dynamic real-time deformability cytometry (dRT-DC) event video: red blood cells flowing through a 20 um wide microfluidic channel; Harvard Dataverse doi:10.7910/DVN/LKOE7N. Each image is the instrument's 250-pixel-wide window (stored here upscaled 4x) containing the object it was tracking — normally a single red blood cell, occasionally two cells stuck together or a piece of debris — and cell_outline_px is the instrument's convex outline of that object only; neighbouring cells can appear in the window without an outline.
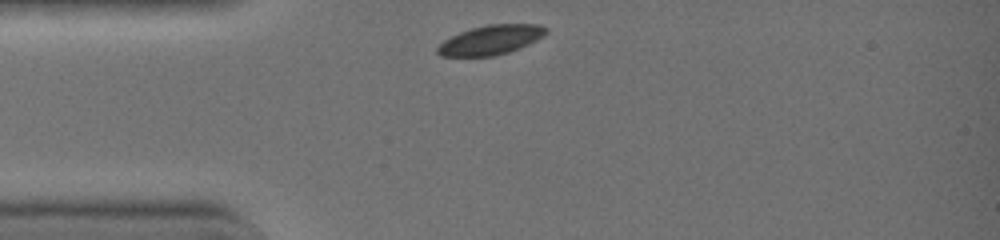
{"species": "common noctule bat (a hibernating species)", "species_latin": "Nyctalus noctula", "temperature_condition": "warm", "stored_images_in_passage": 28, "camera_frame_rate_fps": 3000, "um_per_image_px": 0.085, "animal": {"sex": "female", "body_mass_g": 19.0, "forearm_length_mm": 51.5}, "frame": {"image": 1, "passage_image": 1, "time_ms": 0.0, "image_size_px": [1000, 240], "cell_outline_px": [[548, 32], [544, 36], [520, 48], [508, 52], [492, 56], [440, 56], [436, 52], [436, 48], [444, 40], [460, 32], [472, 28], [488, 24], [540, 24], [548, 28]], "centroid_in_image_um": [41.74, 3.39], "position_along_channel_um": 43.3, "area_um2": 18.61}}
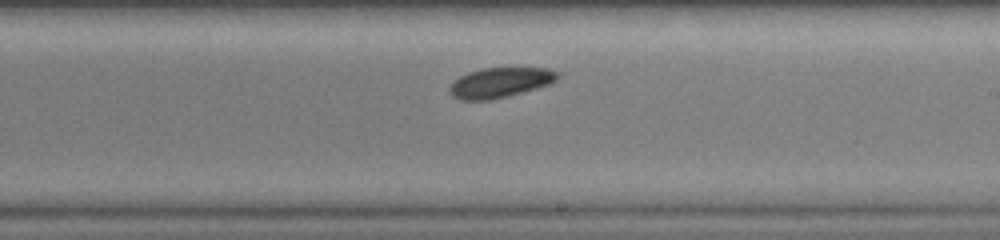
{"frame": {"image": 2, "passage_image": 16, "time_ms": 5.0, "image_size_px": [1000, 240], "cell_outline_px": [[560, 76], [556, 80], [548, 84], [536, 88], [508, 96], [492, 100], [460, 100], [452, 96], [448, 92], [448, 88], [460, 76], [468, 72], [484, 68], [552, 68], [560, 72]], "centroid_in_image_um": [42.52, 7.02], "position_along_channel_um": 246.5, "area_um2": 18.96}}
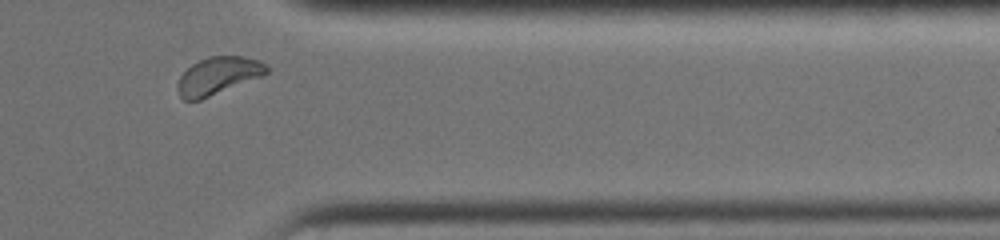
{"frame": {"image": 3, "passage_image": 26, "time_ms": 8.333, "image_size_px": [1000, 240], "cell_outline_px": [[268, 72], [260, 76], [200, 100], [184, 100], [180, 96], [176, 88], [180, 76], [192, 64], [208, 56], [244, 56], [260, 60], [268, 68]], "centroid_in_image_um": [18.5, 6.43], "position_along_channel_um": 392.9, "area_um2": 19.13}, "authors_computed_cell_mechanics": {"area_um2": 20.1144, "velocity_mm_per_s": 4.4034, "shape_relaxation_time_tau1_ms": 1.8467, "shape_relaxation_time_tau2_ms": null, "deformation_change_tau1": 0.0757, "deformation_change_tau2": null}}